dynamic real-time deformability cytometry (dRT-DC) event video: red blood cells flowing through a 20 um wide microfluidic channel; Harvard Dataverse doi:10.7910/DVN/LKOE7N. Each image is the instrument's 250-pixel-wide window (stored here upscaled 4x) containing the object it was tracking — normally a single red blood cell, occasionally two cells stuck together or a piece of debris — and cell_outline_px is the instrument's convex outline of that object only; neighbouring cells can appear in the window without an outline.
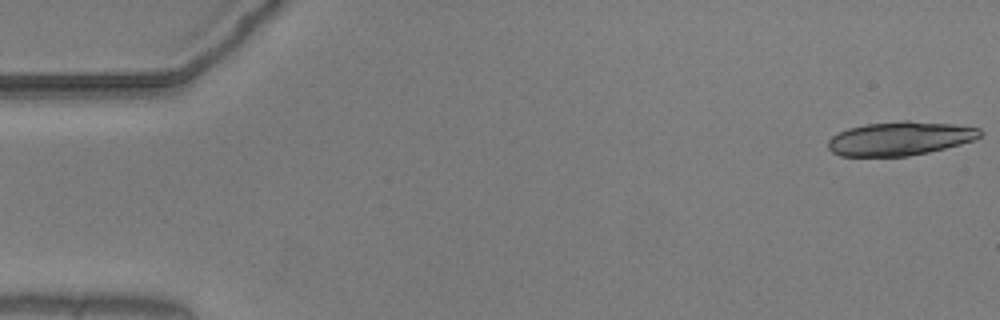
{"species": "common noctule bat (a hibernating species)", "species_latin": "Nyctalus noctula", "temperature_condition": "warm", "stored_images_in_passage": 18, "camera_frame_rate_fps": 3000, "um_per_image_px": 0.085, "animal": {"sex": "male", "body_mass_g": 20.5, "forearm_length_mm": 52.5}, "frame": {"image": 1, "passage_image": 1, "time_ms": 0.0, "image_size_px": [1000, 320], "cell_outline_px": [[984, 132], [980, 136], [972, 140], [960, 144], [928, 152], [908, 156], [840, 156], [832, 152], [828, 148], [828, 140], [832, 136], [848, 128], [864, 124], [904, 120], [908, 120], [956, 124], [980, 128]], "centroid_in_image_um": [76.5, 11.76], "position_along_channel_um": 8.5, "area_um2": 30.06}}